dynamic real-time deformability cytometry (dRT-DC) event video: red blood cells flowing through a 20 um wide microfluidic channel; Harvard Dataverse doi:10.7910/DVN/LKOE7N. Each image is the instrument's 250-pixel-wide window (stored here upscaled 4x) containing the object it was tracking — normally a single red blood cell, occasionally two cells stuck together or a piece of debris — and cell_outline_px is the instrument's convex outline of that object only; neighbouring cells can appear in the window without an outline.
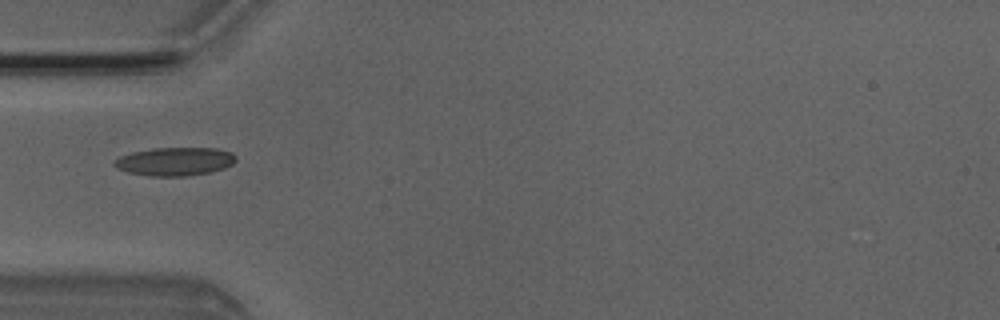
{"species": "Egyptian fruit bat (a non-hibernating species)", "species_latin": "Rousettus aegyptiacus", "temperature_condition": "room temperature", "stored_images_in_passage": 5, "camera_frame_rate_fps": 3000, "um_per_image_px": 0.085, "animal": {"sex": "male"}, "frame": {"image": 1, "passage_image": 4, "time_ms": 1.0, "image_size_px": [1000, 320], "cell_outline_px": [[236, 160], [232, 164], [224, 168], [212, 172], [188, 176], [152, 176], [128, 172], [116, 168], [112, 164], [120, 156], [132, 152], [152, 148], [216, 148], [232, 152], [236, 156]], "centroid_in_image_um": [14.88, 13.72], "position_along_channel_um": 70.1, "area_um2": 20.17}}